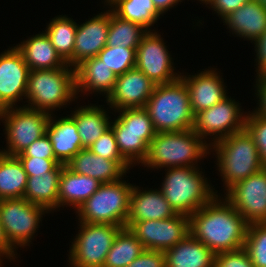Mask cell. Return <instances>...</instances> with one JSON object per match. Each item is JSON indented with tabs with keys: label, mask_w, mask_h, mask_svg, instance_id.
Instances as JSON below:
<instances>
[{
	"label": "cell",
	"mask_w": 266,
	"mask_h": 267,
	"mask_svg": "<svg viewBox=\"0 0 266 267\" xmlns=\"http://www.w3.org/2000/svg\"><path fill=\"white\" fill-rule=\"evenodd\" d=\"M222 194L190 215V234L215 254L244 247L245 219ZM224 198V199H223Z\"/></svg>",
	"instance_id": "obj_1"
},
{
	"label": "cell",
	"mask_w": 266,
	"mask_h": 267,
	"mask_svg": "<svg viewBox=\"0 0 266 267\" xmlns=\"http://www.w3.org/2000/svg\"><path fill=\"white\" fill-rule=\"evenodd\" d=\"M211 155L210 146L193 128L156 133L151 140L149 152L143 162L150 170L171 167H200L198 162Z\"/></svg>",
	"instance_id": "obj_2"
},
{
	"label": "cell",
	"mask_w": 266,
	"mask_h": 267,
	"mask_svg": "<svg viewBox=\"0 0 266 267\" xmlns=\"http://www.w3.org/2000/svg\"><path fill=\"white\" fill-rule=\"evenodd\" d=\"M210 152H214L216 170L220 172L226 192L264 168L253 136L246 128L212 144Z\"/></svg>",
	"instance_id": "obj_3"
},
{
	"label": "cell",
	"mask_w": 266,
	"mask_h": 267,
	"mask_svg": "<svg viewBox=\"0 0 266 267\" xmlns=\"http://www.w3.org/2000/svg\"><path fill=\"white\" fill-rule=\"evenodd\" d=\"M25 99L28 104L23 106L49 114L69 106L78 99L75 68L66 64L57 69L30 70Z\"/></svg>",
	"instance_id": "obj_4"
},
{
	"label": "cell",
	"mask_w": 266,
	"mask_h": 267,
	"mask_svg": "<svg viewBox=\"0 0 266 267\" xmlns=\"http://www.w3.org/2000/svg\"><path fill=\"white\" fill-rule=\"evenodd\" d=\"M144 109L150 115L156 133L193 128L194 114L185 82L178 80L155 86Z\"/></svg>",
	"instance_id": "obj_5"
},
{
	"label": "cell",
	"mask_w": 266,
	"mask_h": 267,
	"mask_svg": "<svg viewBox=\"0 0 266 267\" xmlns=\"http://www.w3.org/2000/svg\"><path fill=\"white\" fill-rule=\"evenodd\" d=\"M202 169L201 171L199 167L164 169L167 172L160 190L176 213L190 216L216 195H220L209 178L204 177Z\"/></svg>",
	"instance_id": "obj_6"
},
{
	"label": "cell",
	"mask_w": 266,
	"mask_h": 267,
	"mask_svg": "<svg viewBox=\"0 0 266 267\" xmlns=\"http://www.w3.org/2000/svg\"><path fill=\"white\" fill-rule=\"evenodd\" d=\"M133 185L122 179L101 184L76 210L77 221L125 227Z\"/></svg>",
	"instance_id": "obj_7"
},
{
	"label": "cell",
	"mask_w": 266,
	"mask_h": 267,
	"mask_svg": "<svg viewBox=\"0 0 266 267\" xmlns=\"http://www.w3.org/2000/svg\"><path fill=\"white\" fill-rule=\"evenodd\" d=\"M111 120L120 154L134 167L146 160L151 140L156 131L144 108L123 109ZM137 164V165H136Z\"/></svg>",
	"instance_id": "obj_8"
},
{
	"label": "cell",
	"mask_w": 266,
	"mask_h": 267,
	"mask_svg": "<svg viewBox=\"0 0 266 267\" xmlns=\"http://www.w3.org/2000/svg\"><path fill=\"white\" fill-rule=\"evenodd\" d=\"M51 114L30 109L26 106L8 107L1 115L4 123L6 149H0L5 155L17 156L34 141L46 134Z\"/></svg>",
	"instance_id": "obj_9"
},
{
	"label": "cell",
	"mask_w": 266,
	"mask_h": 267,
	"mask_svg": "<svg viewBox=\"0 0 266 267\" xmlns=\"http://www.w3.org/2000/svg\"><path fill=\"white\" fill-rule=\"evenodd\" d=\"M78 234L70 244V267H103L117 232L122 228L110 224L78 222Z\"/></svg>",
	"instance_id": "obj_10"
},
{
	"label": "cell",
	"mask_w": 266,
	"mask_h": 267,
	"mask_svg": "<svg viewBox=\"0 0 266 267\" xmlns=\"http://www.w3.org/2000/svg\"><path fill=\"white\" fill-rule=\"evenodd\" d=\"M47 213L44 207L32 204L25 198L0 200V222L9 244L15 250L30 246Z\"/></svg>",
	"instance_id": "obj_11"
},
{
	"label": "cell",
	"mask_w": 266,
	"mask_h": 267,
	"mask_svg": "<svg viewBox=\"0 0 266 267\" xmlns=\"http://www.w3.org/2000/svg\"><path fill=\"white\" fill-rule=\"evenodd\" d=\"M240 105L231 96L225 97L194 116L193 131L211 146L224 137L243 130L248 112H244ZM208 138L211 140H207Z\"/></svg>",
	"instance_id": "obj_12"
},
{
	"label": "cell",
	"mask_w": 266,
	"mask_h": 267,
	"mask_svg": "<svg viewBox=\"0 0 266 267\" xmlns=\"http://www.w3.org/2000/svg\"><path fill=\"white\" fill-rule=\"evenodd\" d=\"M133 235L147 250L166 251L190 234V217L177 213L162 220L126 222Z\"/></svg>",
	"instance_id": "obj_13"
},
{
	"label": "cell",
	"mask_w": 266,
	"mask_h": 267,
	"mask_svg": "<svg viewBox=\"0 0 266 267\" xmlns=\"http://www.w3.org/2000/svg\"><path fill=\"white\" fill-rule=\"evenodd\" d=\"M163 39L156 29L148 31L136 48L135 67L156 85L168 84L181 77V72L175 71L173 58Z\"/></svg>",
	"instance_id": "obj_14"
},
{
	"label": "cell",
	"mask_w": 266,
	"mask_h": 267,
	"mask_svg": "<svg viewBox=\"0 0 266 267\" xmlns=\"http://www.w3.org/2000/svg\"><path fill=\"white\" fill-rule=\"evenodd\" d=\"M223 193L248 225L266 221V168Z\"/></svg>",
	"instance_id": "obj_15"
},
{
	"label": "cell",
	"mask_w": 266,
	"mask_h": 267,
	"mask_svg": "<svg viewBox=\"0 0 266 267\" xmlns=\"http://www.w3.org/2000/svg\"><path fill=\"white\" fill-rule=\"evenodd\" d=\"M156 84L136 67L117 77L112 92L105 99L111 110L144 108Z\"/></svg>",
	"instance_id": "obj_16"
},
{
	"label": "cell",
	"mask_w": 266,
	"mask_h": 267,
	"mask_svg": "<svg viewBox=\"0 0 266 267\" xmlns=\"http://www.w3.org/2000/svg\"><path fill=\"white\" fill-rule=\"evenodd\" d=\"M30 68L14 46L0 54V99L8 107H17L25 99ZM18 102V104H17Z\"/></svg>",
	"instance_id": "obj_17"
},
{
	"label": "cell",
	"mask_w": 266,
	"mask_h": 267,
	"mask_svg": "<svg viewBox=\"0 0 266 267\" xmlns=\"http://www.w3.org/2000/svg\"><path fill=\"white\" fill-rule=\"evenodd\" d=\"M187 74V75H186ZM222 73L216 68H206L191 75L181 73L190 95V106L194 116L203 110L209 109L227 97L229 93L222 78ZM221 75V76H220Z\"/></svg>",
	"instance_id": "obj_18"
},
{
	"label": "cell",
	"mask_w": 266,
	"mask_h": 267,
	"mask_svg": "<svg viewBox=\"0 0 266 267\" xmlns=\"http://www.w3.org/2000/svg\"><path fill=\"white\" fill-rule=\"evenodd\" d=\"M77 24L73 56L66 62L75 68L83 60L95 57L106 46L110 8Z\"/></svg>",
	"instance_id": "obj_19"
},
{
	"label": "cell",
	"mask_w": 266,
	"mask_h": 267,
	"mask_svg": "<svg viewBox=\"0 0 266 267\" xmlns=\"http://www.w3.org/2000/svg\"><path fill=\"white\" fill-rule=\"evenodd\" d=\"M75 80L77 98L94 93L105 96L106 99L114 88L117 76L95 56L83 60L75 67Z\"/></svg>",
	"instance_id": "obj_20"
},
{
	"label": "cell",
	"mask_w": 266,
	"mask_h": 267,
	"mask_svg": "<svg viewBox=\"0 0 266 267\" xmlns=\"http://www.w3.org/2000/svg\"><path fill=\"white\" fill-rule=\"evenodd\" d=\"M140 188L136 184L133 185L126 222L162 220L177 214L164 197L160 187L149 190L147 188L143 190V187L141 190Z\"/></svg>",
	"instance_id": "obj_21"
},
{
	"label": "cell",
	"mask_w": 266,
	"mask_h": 267,
	"mask_svg": "<svg viewBox=\"0 0 266 267\" xmlns=\"http://www.w3.org/2000/svg\"><path fill=\"white\" fill-rule=\"evenodd\" d=\"M232 35L253 43L266 30V6L259 0H250L223 19Z\"/></svg>",
	"instance_id": "obj_22"
},
{
	"label": "cell",
	"mask_w": 266,
	"mask_h": 267,
	"mask_svg": "<svg viewBox=\"0 0 266 267\" xmlns=\"http://www.w3.org/2000/svg\"><path fill=\"white\" fill-rule=\"evenodd\" d=\"M46 134L52 143L55 158L62 164L66 165L83 149L77 125L70 115L57 119L55 114H51Z\"/></svg>",
	"instance_id": "obj_23"
},
{
	"label": "cell",
	"mask_w": 266,
	"mask_h": 267,
	"mask_svg": "<svg viewBox=\"0 0 266 267\" xmlns=\"http://www.w3.org/2000/svg\"><path fill=\"white\" fill-rule=\"evenodd\" d=\"M66 166L75 173L93 177L102 184L119 181L127 174L116 161L104 159L85 148L81 149Z\"/></svg>",
	"instance_id": "obj_24"
},
{
	"label": "cell",
	"mask_w": 266,
	"mask_h": 267,
	"mask_svg": "<svg viewBox=\"0 0 266 267\" xmlns=\"http://www.w3.org/2000/svg\"><path fill=\"white\" fill-rule=\"evenodd\" d=\"M22 41L15 47L22 54L30 70L57 69L67 64L56 52L44 31Z\"/></svg>",
	"instance_id": "obj_25"
},
{
	"label": "cell",
	"mask_w": 266,
	"mask_h": 267,
	"mask_svg": "<svg viewBox=\"0 0 266 267\" xmlns=\"http://www.w3.org/2000/svg\"><path fill=\"white\" fill-rule=\"evenodd\" d=\"M101 184L97 179L77 174L64 165L59 179L58 208L68 206L76 211Z\"/></svg>",
	"instance_id": "obj_26"
},
{
	"label": "cell",
	"mask_w": 266,
	"mask_h": 267,
	"mask_svg": "<svg viewBox=\"0 0 266 267\" xmlns=\"http://www.w3.org/2000/svg\"><path fill=\"white\" fill-rule=\"evenodd\" d=\"M166 267H214L215 253L189 234L164 251Z\"/></svg>",
	"instance_id": "obj_27"
},
{
	"label": "cell",
	"mask_w": 266,
	"mask_h": 267,
	"mask_svg": "<svg viewBox=\"0 0 266 267\" xmlns=\"http://www.w3.org/2000/svg\"><path fill=\"white\" fill-rule=\"evenodd\" d=\"M108 108L90 103L71 111L70 116L77 125L82 148L88 149L110 127L111 116L108 114Z\"/></svg>",
	"instance_id": "obj_28"
},
{
	"label": "cell",
	"mask_w": 266,
	"mask_h": 267,
	"mask_svg": "<svg viewBox=\"0 0 266 267\" xmlns=\"http://www.w3.org/2000/svg\"><path fill=\"white\" fill-rule=\"evenodd\" d=\"M65 164H58L52 171L28 177L23 198L44 207L49 213L58 211L59 179Z\"/></svg>",
	"instance_id": "obj_29"
},
{
	"label": "cell",
	"mask_w": 266,
	"mask_h": 267,
	"mask_svg": "<svg viewBox=\"0 0 266 267\" xmlns=\"http://www.w3.org/2000/svg\"><path fill=\"white\" fill-rule=\"evenodd\" d=\"M118 17L141 25L147 31L151 30L163 15L154 6L152 0H104Z\"/></svg>",
	"instance_id": "obj_30"
},
{
	"label": "cell",
	"mask_w": 266,
	"mask_h": 267,
	"mask_svg": "<svg viewBox=\"0 0 266 267\" xmlns=\"http://www.w3.org/2000/svg\"><path fill=\"white\" fill-rule=\"evenodd\" d=\"M28 175L17 156L0 152V200L23 198Z\"/></svg>",
	"instance_id": "obj_31"
},
{
	"label": "cell",
	"mask_w": 266,
	"mask_h": 267,
	"mask_svg": "<svg viewBox=\"0 0 266 267\" xmlns=\"http://www.w3.org/2000/svg\"><path fill=\"white\" fill-rule=\"evenodd\" d=\"M144 250L141 241L127 227H123L117 232L103 267H127Z\"/></svg>",
	"instance_id": "obj_32"
},
{
	"label": "cell",
	"mask_w": 266,
	"mask_h": 267,
	"mask_svg": "<svg viewBox=\"0 0 266 267\" xmlns=\"http://www.w3.org/2000/svg\"><path fill=\"white\" fill-rule=\"evenodd\" d=\"M76 31L77 23L66 15L52 18L44 31L65 62L73 56Z\"/></svg>",
	"instance_id": "obj_33"
},
{
	"label": "cell",
	"mask_w": 266,
	"mask_h": 267,
	"mask_svg": "<svg viewBox=\"0 0 266 267\" xmlns=\"http://www.w3.org/2000/svg\"><path fill=\"white\" fill-rule=\"evenodd\" d=\"M148 31L141 25L118 17L110 9V22L106 46L137 48Z\"/></svg>",
	"instance_id": "obj_34"
},
{
	"label": "cell",
	"mask_w": 266,
	"mask_h": 267,
	"mask_svg": "<svg viewBox=\"0 0 266 267\" xmlns=\"http://www.w3.org/2000/svg\"><path fill=\"white\" fill-rule=\"evenodd\" d=\"M97 57L118 77L135 68L136 48L105 46Z\"/></svg>",
	"instance_id": "obj_35"
},
{
	"label": "cell",
	"mask_w": 266,
	"mask_h": 267,
	"mask_svg": "<svg viewBox=\"0 0 266 267\" xmlns=\"http://www.w3.org/2000/svg\"><path fill=\"white\" fill-rule=\"evenodd\" d=\"M244 248L254 267H266V224L254 223L247 227Z\"/></svg>",
	"instance_id": "obj_36"
},
{
	"label": "cell",
	"mask_w": 266,
	"mask_h": 267,
	"mask_svg": "<svg viewBox=\"0 0 266 267\" xmlns=\"http://www.w3.org/2000/svg\"><path fill=\"white\" fill-rule=\"evenodd\" d=\"M88 149L104 159L116 161L127 173L133 168L120 154L111 126Z\"/></svg>",
	"instance_id": "obj_37"
},
{
	"label": "cell",
	"mask_w": 266,
	"mask_h": 267,
	"mask_svg": "<svg viewBox=\"0 0 266 267\" xmlns=\"http://www.w3.org/2000/svg\"><path fill=\"white\" fill-rule=\"evenodd\" d=\"M245 128L253 136L263 167L266 168V117L249 110L246 116Z\"/></svg>",
	"instance_id": "obj_38"
},
{
	"label": "cell",
	"mask_w": 266,
	"mask_h": 267,
	"mask_svg": "<svg viewBox=\"0 0 266 267\" xmlns=\"http://www.w3.org/2000/svg\"><path fill=\"white\" fill-rule=\"evenodd\" d=\"M214 267H254L247 250L242 247L215 254Z\"/></svg>",
	"instance_id": "obj_39"
},
{
	"label": "cell",
	"mask_w": 266,
	"mask_h": 267,
	"mask_svg": "<svg viewBox=\"0 0 266 267\" xmlns=\"http://www.w3.org/2000/svg\"><path fill=\"white\" fill-rule=\"evenodd\" d=\"M23 164L28 177L35 174H45L52 171L60 163L57 159H42L38 157H18Z\"/></svg>",
	"instance_id": "obj_40"
},
{
	"label": "cell",
	"mask_w": 266,
	"mask_h": 267,
	"mask_svg": "<svg viewBox=\"0 0 266 267\" xmlns=\"http://www.w3.org/2000/svg\"><path fill=\"white\" fill-rule=\"evenodd\" d=\"M17 157H38L42 159H56L52 143L50 142L47 134H44L41 138L34 141L23 152L17 155Z\"/></svg>",
	"instance_id": "obj_41"
},
{
	"label": "cell",
	"mask_w": 266,
	"mask_h": 267,
	"mask_svg": "<svg viewBox=\"0 0 266 267\" xmlns=\"http://www.w3.org/2000/svg\"><path fill=\"white\" fill-rule=\"evenodd\" d=\"M127 267H166L164 251L145 249Z\"/></svg>",
	"instance_id": "obj_42"
},
{
	"label": "cell",
	"mask_w": 266,
	"mask_h": 267,
	"mask_svg": "<svg viewBox=\"0 0 266 267\" xmlns=\"http://www.w3.org/2000/svg\"><path fill=\"white\" fill-rule=\"evenodd\" d=\"M250 0H211L208 9L212 8V12L216 13L221 21L230 13L249 2Z\"/></svg>",
	"instance_id": "obj_43"
},
{
	"label": "cell",
	"mask_w": 266,
	"mask_h": 267,
	"mask_svg": "<svg viewBox=\"0 0 266 267\" xmlns=\"http://www.w3.org/2000/svg\"><path fill=\"white\" fill-rule=\"evenodd\" d=\"M255 50L256 76L266 74V30L262 36L253 42Z\"/></svg>",
	"instance_id": "obj_44"
},
{
	"label": "cell",
	"mask_w": 266,
	"mask_h": 267,
	"mask_svg": "<svg viewBox=\"0 0 266 267\" xmlns=\"http://www.w3.org/2000/svg\"><path fill=\"white\" fill-rule=\"evenodd\" d=\"M255 78L256 84H254V88L258 107L255 110L253 109V111L262 117H266V74L259 75Z\"/></svg>",
	"instance_id": "obj_45"
},
{
	"label": "cell",
	"mask_w": 266,
	"mask_h": 267,
	"mask_svg": "<svg viewBox=\"0 0 266 267\" xmlns=\"http://www.w3.org/2000/svg\"><path fill=\"white\" fill-rule=\"evenodd\" d=\"M18 253L17 250H15L8 242L4 230H3V226L1 225L0 222V264H3V260L6 259H10L9 261L11 262L13 260V262H16V258ZM3 259V260H2Z\"/></svg>",
	"instance_id": "obj_46"
},
{
	"label": "cell",
	"mask_w": 266,
	"mask_h": 267,
	"mask_svg": "<svg viewBox=\"0 0 266 267\" xmlns=\"http://www.w3.org/2000/svg\"><path fill=\"white\" fill-rule=\"evenodd\" d=\"M154 3V6L157 8V10L162 14H166L167 11L174 8V6L178 5V3L183 0H152Z\"/></svg>",
	"instance_id": "obj_47"
},
{
	"label": "cell",
	"mask_w": 266,
	"mask_h": 267,
	"mask_svg": "<svg viewBox=\"0 0 266 267\" xmlns=\"http://www.w3.org/2000/svg\"><path fill=\"white\" fill-rule=\"evenodd\" d=\"M8 108V106L0 99V115Z\"/></svg>",
	"instance_id": "obj_48"
},
{
	"label": "cell",
	"mask_w": 266,
	"mask_h": 267,
	"mask_svg": "<svg viewBox=\"0 0 266 267\" xmlns=\"http://www.w3.org/2000/svg\"><path fill=\"white\" fill-rule=\"evenodd\" d=\"M197 1H201V3L208 6V4L210 3L211 0H197Z\"/></svg>",
	"instance_id": "obj_49"
},
{
	"label": "cell",
	"mask_w": 266,
	"mask_h": 267,
	"mask_svg": "<svg viewBox=\"0 0 266 267\" xmlns=\"http://www.w3.org/2000/svg\"><path fill=\"white\" fill-rule=\"evenodd\" d=\"M264 6H266V0H259Z\"/></svg>",
	"instance_id": "obj_50"
}]
</instances>
